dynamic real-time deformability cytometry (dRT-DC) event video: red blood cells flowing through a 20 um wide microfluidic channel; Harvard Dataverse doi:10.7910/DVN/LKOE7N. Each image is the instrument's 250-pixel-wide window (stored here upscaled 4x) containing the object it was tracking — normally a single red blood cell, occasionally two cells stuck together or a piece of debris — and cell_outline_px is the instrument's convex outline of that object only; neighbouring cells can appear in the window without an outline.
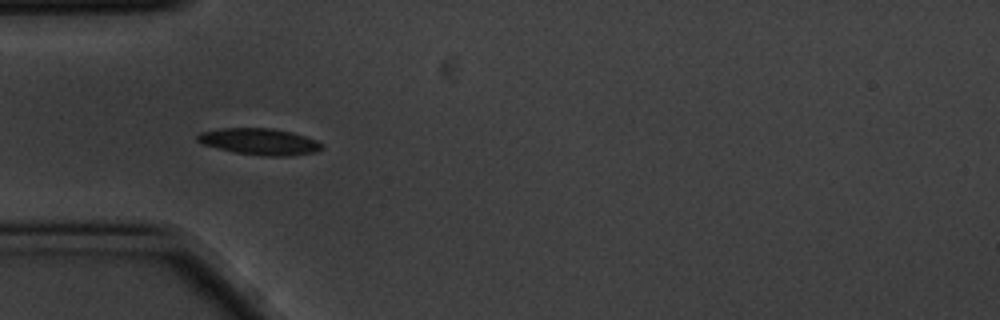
{"species": "common noctule bat (a hibernating species)", "species_latin": "Nyctalus noctula", "temperature_condition": "cold", "stored_images_in_passage": 6, "camera_frame_rate_fps": 3000, "um_per_image_px": 0.085, "animal": {"sex": "male", "body_mass_g": 20.1, "forearm_length_mm": 53.5}, "frame": {"image": 1, "passage_image": 5, "time_ms": 1.333, "image_size_px": [1000, 320], "cell_outline_px": [[324, 148], [316, 152], [288, 156], [264, 156], [236, 152], [204, 144], [196, 140], [196, 136], [200, 132], [220, 128], [272, 128], [304, 136], [316, 140], [324, 144]], "centroid_in_image_um": [22.09, 12.03], "position_along_channel_um": 62.9, "area_um2": 19.02}}